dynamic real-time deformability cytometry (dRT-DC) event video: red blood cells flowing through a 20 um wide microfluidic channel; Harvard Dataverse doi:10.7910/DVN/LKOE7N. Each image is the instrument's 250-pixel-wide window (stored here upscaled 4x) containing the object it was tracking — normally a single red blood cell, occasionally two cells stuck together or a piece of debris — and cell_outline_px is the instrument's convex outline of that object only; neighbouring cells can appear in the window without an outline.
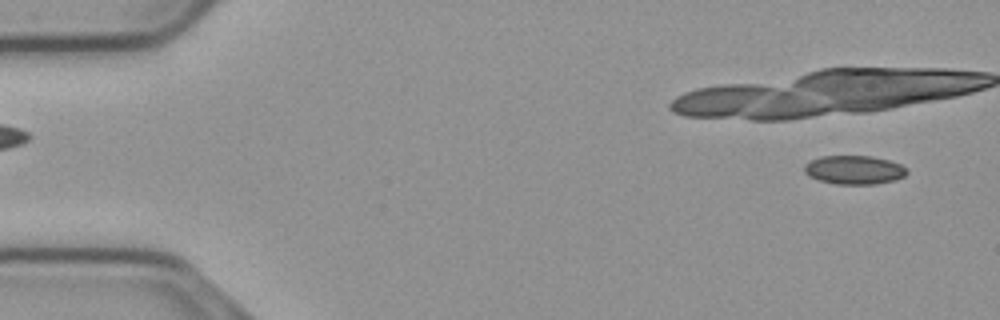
{"species": "common noctule bat (a hibernating species)", "species_latin": "Nyctalus noctula", "temperature_condition": "cold", "stored_images_in_passage": 15, "camera_frame_rate_fps": 3000, "um_per_image_px": 0.085, "animal": {"sex": "male", "body_mass_g": 23.1, "forearm_length_mm": 52.7}, "frame": {"image": 1, "passage_image": 3, "time_ms": 0.667, "image_size_px": [1000, 320], "cell_outline_px": [[908, 172], [904, 176], [896, 180], [876, 184], [836, 184], [820, 180], [808, 176], [804, 172], [804, 164], [820, 156], [872, 156], [888, 160], [900, 164]], "centroid_in_image_um": [72.59, 14.44], "position_along_channel_um": 12.4, "area_um2": 17.17}}